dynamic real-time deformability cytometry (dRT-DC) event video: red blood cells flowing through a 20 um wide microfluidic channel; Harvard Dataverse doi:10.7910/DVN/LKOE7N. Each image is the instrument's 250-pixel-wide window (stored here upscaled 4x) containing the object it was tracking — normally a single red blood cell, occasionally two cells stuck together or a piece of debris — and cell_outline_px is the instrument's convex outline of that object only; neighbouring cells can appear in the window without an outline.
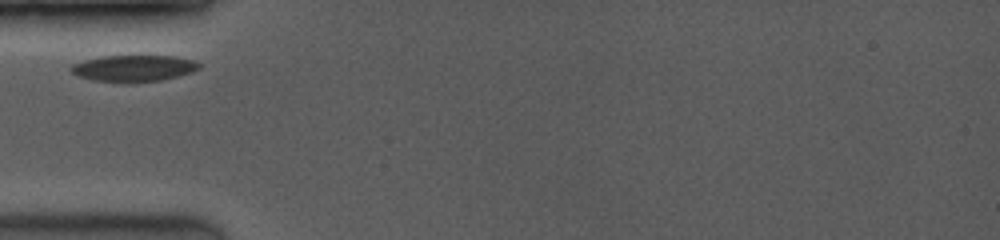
{"species": "common noctule bat (a hibernating species)", "species_latin": "Nyctalus noctula", "temperature_condition": "room temperature", "stored_images_in_passage": 32, "camera_frame_rate_fps": 3500, "um_per_image_px": 0.085, "animal": {"sex": "female", "body_mass_g": 19.0, "forearm_length_mm": 53.3}, "frame": {"image": 1, "passage_image": 1, "time_ms": 0.0, "image_size_px": [1000, 240], "cell_outline_px": [[200, 68], [192, 72], [160, 80], [128, 84], [92, 80], [80, 76], [72, 72], [68, 68], [72, 64], [84, 60], [104, 56], [172, 56], [196, 60], [200, 64]], "centroid_in_image_um": [11.35, 5.82], "position_along_channel_um": 73.6, "area_um2": 19.94}}
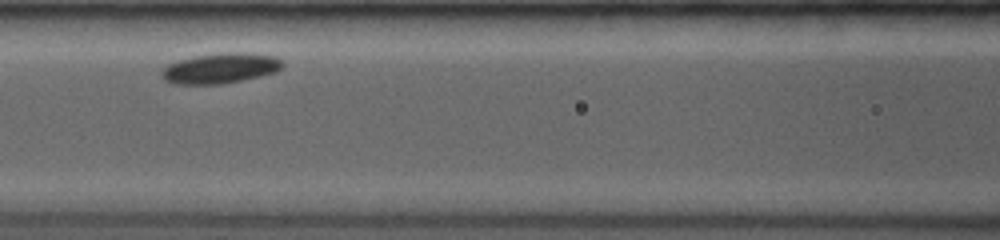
{"frame": {"image": 2, "passage_image": 8, "time_ms": 2.0, "image_size_px": [1000, 240], "cell_outline_px": [[284, 64], [276, 72], [260, 76], [220, 84], [172, 84], [164, 80], [160, 72], [168, 64], [180, 60], [196, 56], [220, 52], [244, 52], [276, 56]], "centroid_in_image_um": [18.72, 5.79], "position_along_channel_um": 147.9, "area_um2": 21.33}}
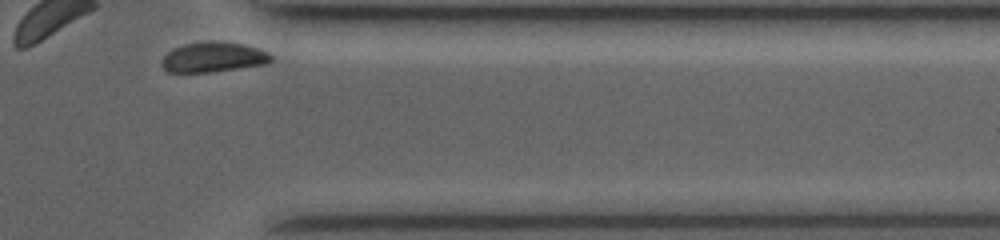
{"frame": {"image": 3, "passage_image": 31, "time_ms": 8.571, "image_size_px": [1000, 240], "cell_outline_px": [[272, 60], [268, 64], [212, 72], [168, 72], [160, 64], [164, 56], [168, 52], [184, 44], [208, 40], [212, 40], [244, 44], [268, 52], [272, 56]], "centroid_in_image_um": [18.15, 4.86], "position_along_channel_um": 393.2, "area_um2": 19.25}}